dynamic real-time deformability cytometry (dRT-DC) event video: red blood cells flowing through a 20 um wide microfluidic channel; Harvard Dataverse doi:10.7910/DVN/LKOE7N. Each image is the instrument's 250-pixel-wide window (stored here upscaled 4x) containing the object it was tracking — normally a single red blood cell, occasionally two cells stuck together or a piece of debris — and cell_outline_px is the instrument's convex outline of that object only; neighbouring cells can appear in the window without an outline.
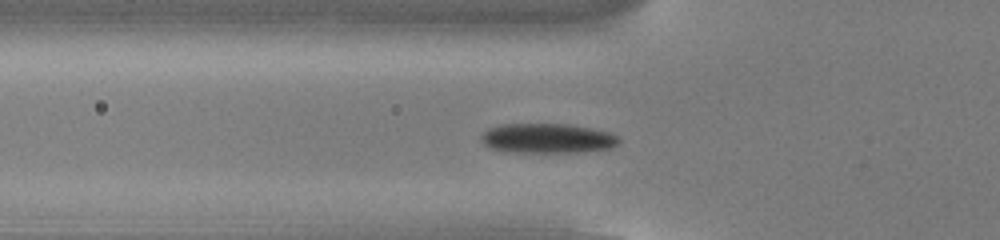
{"species": "common noctule bat (a hibernating species)", "species_latin": "Nyctalus noctula", "temperature_condition": "cold", "stored_images_in_passage": 45, "camera_frame_rate_fps": 3000, "um_per_image_px": 0.085, "animal": {"sex": "male", "body_mass_g": 13.0, "forearm_length_mm": 53.1}, "frame": {"image": 1, "passage_image": 10, "time_ms": 3.0, "image_size_px": [1000, 240], "cell_outline_px": [[620, 140], [612, 148], [584, 152], [512, 152], [488, 148], [480, 140], [480, 136], [488, 128], [504, 124], [572, 124], [608, 132], [616, 136]], "centroid_in_image_um": [46.5, 11.76], "position_along_channel_um": 79.3, "area_um2": 23.93}}
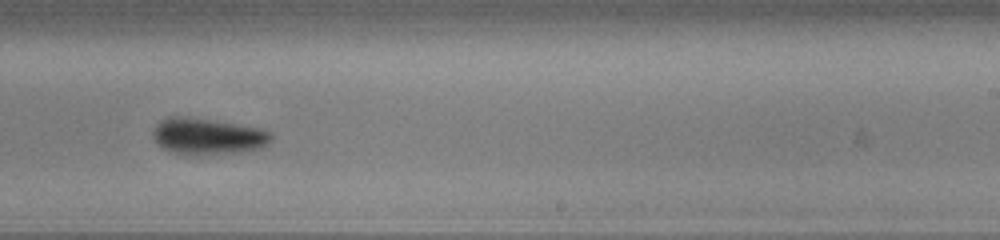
{"frame": {"image": 2, "passage_image": 25, "time_ms": 8.0, "image_size_px": [1000, 240], "cell_outline_px": [[272, 140], [268, 144], [260, 148], [244, 152], [192, 156], [184, 156], [168, 152], [152, 136], [152, 128], [160, 120], [168, 116], [184, 116], [260, 128], [272, 132]], "centroid_in_image_um": [17.63, 11.61], "position_along_channel_um": 271.4, "area_um2": 25.55}}
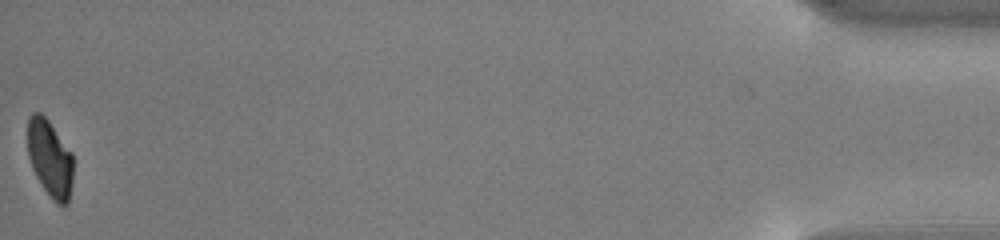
{"frame": {"image": 3, "passage_image": 45, "time_ms": 14.667, "image_size_px": [1000, 240], "cell_outline_px": [[72, 184], [68, 204], [56, 204], [52, 200], [36, 176], [32, 168], [28, 156], [28, 116], [32, 112], [40, 112], [48, 120], [72, 152]], "centroid_in_image_um": [4.24, 13.46], "position_along_channel_um": 431.0, "area_um2": 20.46}, "authors_computed_cell_mechanics": {"area_um2": 23.5246, "velocity_mm_per_s": 3.8411, "shape_relaxation_time_tau1_ms": 3.4105, "shape_relaxation_time_tau2_ms": null, "deformation_change_tau1": 0.1263, "deformation_change_tau2": null}}